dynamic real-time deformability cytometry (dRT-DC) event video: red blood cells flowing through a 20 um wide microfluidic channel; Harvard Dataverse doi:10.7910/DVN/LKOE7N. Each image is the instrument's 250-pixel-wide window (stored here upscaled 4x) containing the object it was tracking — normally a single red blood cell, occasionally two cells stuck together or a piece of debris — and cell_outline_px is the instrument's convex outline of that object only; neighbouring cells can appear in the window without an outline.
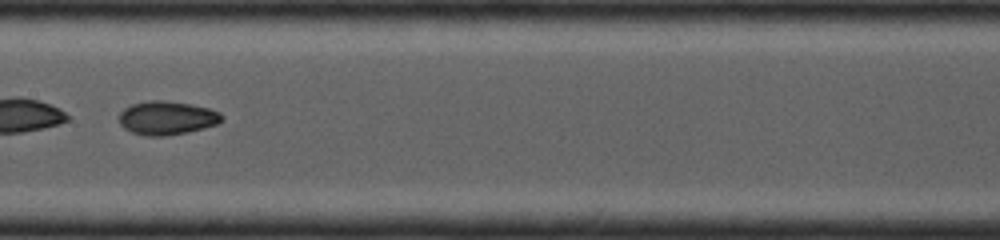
{"species": "common noctule bat (a hibernating species)", "species_latin": "Nyctalus noctula", "temperature_condition": "cold", "stored_images_in_passage": 13, "camera_frame_rate_fps": 4000, "um_per_image_px": 0.085, "animal": {"sex": "female", "body_mass_g": 19.0, "forearm_length_mm": 53.3}, "frame": {"image": 1, "passage_image": 11, "time_ms": 2.5, "image_size_px": [1000, 240], "cell_outline_px": [[224, 120], [216, 124], [204, 128], [188, 132], [164, 136], [144, 136], [132, 132], [124, 128], [120, 124], [120, 112], [124, 108], [132, 104], [152, 100], [160, 100], [188, 104], [208, 108], [220, 112], [224, 116]], "centroid_in_image_um": [14.2, 10.03], "position_along_channel_um": 193.2, "area_um2": 20.06}}